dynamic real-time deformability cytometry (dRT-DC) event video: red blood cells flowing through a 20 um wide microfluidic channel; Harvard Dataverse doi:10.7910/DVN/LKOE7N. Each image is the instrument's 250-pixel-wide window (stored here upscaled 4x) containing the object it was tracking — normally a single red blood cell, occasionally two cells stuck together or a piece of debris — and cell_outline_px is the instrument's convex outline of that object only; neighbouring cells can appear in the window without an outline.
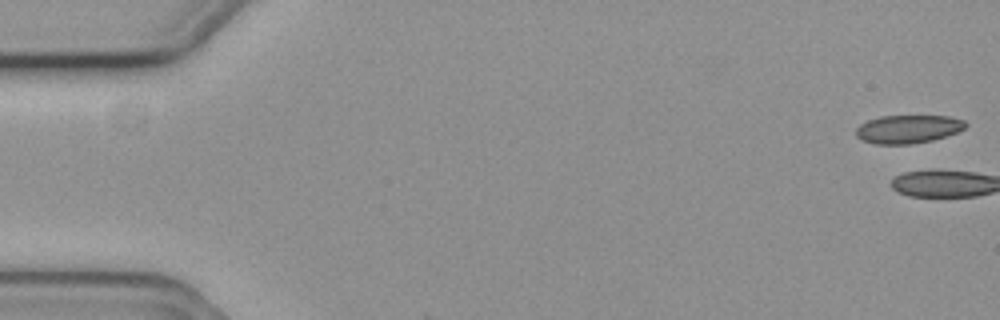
{"species": "common noctule bat (a hibernating species)", "species_latin": "Nyctalus noctula", "temperature_condition": "cold", "stored_images_in_passage": 2, "camera_frame_rate_fps": 3000, "um_per_image_px": 0.085, "animal": {"sex": "female", "body_mass_g": 19.3, "forearm_length_mm": 54.1}, "frame": {"image": 1, "passage_image": 1, "time_ms": 0.0, "image_size_px": [1000, 320], "cell_outline_px": [[968, 124], [964, 128], [956, 132], [932, 140], [912, 144], [876, 144], [860, 140], [856, 136], [856, 128], [860, 124], [868, 120], [880, 116], [948, 116], [964, 120]], "centroid_in_image_um": [77.15, 10.97], "position_along_channel_um": 7.9, "area_um2": 18.03}}